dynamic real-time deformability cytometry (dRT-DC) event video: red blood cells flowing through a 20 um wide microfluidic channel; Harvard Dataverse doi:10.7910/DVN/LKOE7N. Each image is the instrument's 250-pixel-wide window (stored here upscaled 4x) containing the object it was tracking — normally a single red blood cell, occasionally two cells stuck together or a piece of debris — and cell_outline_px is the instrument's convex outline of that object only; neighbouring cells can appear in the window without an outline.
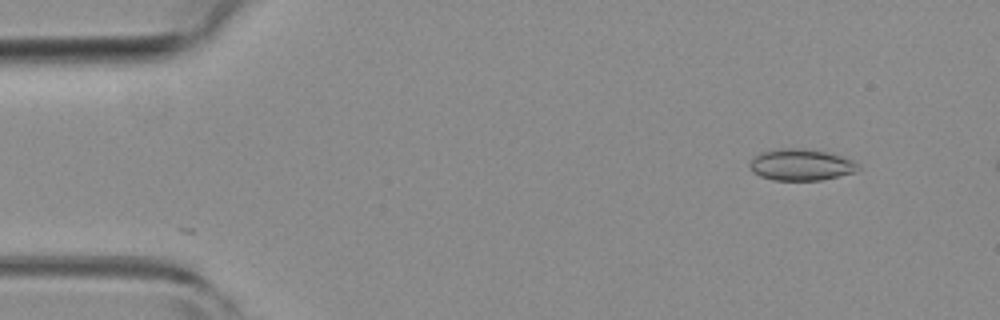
{"species": "common noctule bat (a hibernating species)", "species_latin": "Nyctalus noctula", "temperature_condition": "room temperature", "stored_images_in_passage": 5, "camera_frame_rate_fps": 3000, "um_per_image_px": 0.085, "animal": {"sex": "female", "body_mass_g": 19.3, "forearm_length_mm": 54.1}, "frame": {"image": 1, "passage_image": 1, "time_ms": 0.0, "image_size_px": [1000, 320], "cell_outline_px": [[860, 168], [856, 172], [820, 180], [772, 180], [760, 176], [752, 172], [748, 164], [756, 156], [764, 152], [784, 148], [804, 148], [828, 152], [852, 160]], "centroid_in_image_um": [68.08, 14.01], "position_along_channel_um": 16.9, "area_um2": 19.71}}